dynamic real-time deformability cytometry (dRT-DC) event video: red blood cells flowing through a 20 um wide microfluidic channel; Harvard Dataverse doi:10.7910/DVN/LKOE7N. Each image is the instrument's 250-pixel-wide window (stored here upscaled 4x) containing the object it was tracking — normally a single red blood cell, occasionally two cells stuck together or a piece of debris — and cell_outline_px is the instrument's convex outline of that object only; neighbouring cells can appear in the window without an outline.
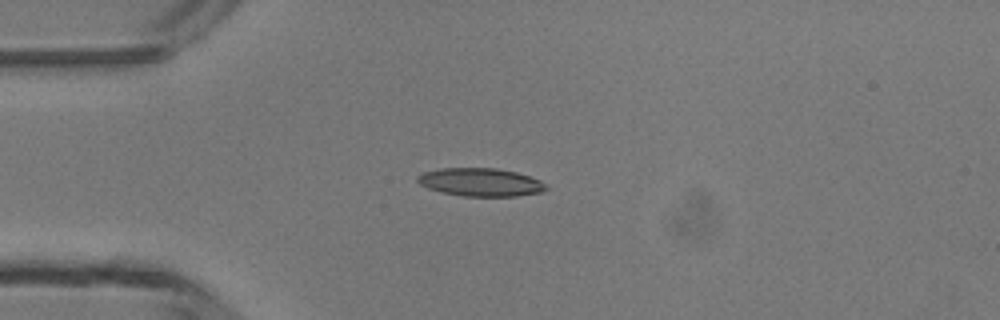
{"species": "common noctule bat (a hibernating species)", "species_latin": "Nyctalus noctula", "temperature_condition": "room temperature", "stored_images_in_passage": 5, "camera_frame_rate_fps": 3000, "um_per_image_px": 0.085, "animal": {"sex": "male", "body_mass_g": 13.3}, "frame": {"image": 1, "passage_image": 4, "time_ms": 3.333, "image_size_px": [1000, 320], "cell_outline_px": [[548, 188], [540, 192], [516, 196], [464, 196], [440, 192], [428, 188], [420, 184], [416, 180], [416, 176], [424, 172], [440, 168], [496, 168], [516, 172], [540, 180]], "centroid_in_image_um": [40.81, 15.48], "position_along_channel_um": 44.2, "area_um2": 20.98}}